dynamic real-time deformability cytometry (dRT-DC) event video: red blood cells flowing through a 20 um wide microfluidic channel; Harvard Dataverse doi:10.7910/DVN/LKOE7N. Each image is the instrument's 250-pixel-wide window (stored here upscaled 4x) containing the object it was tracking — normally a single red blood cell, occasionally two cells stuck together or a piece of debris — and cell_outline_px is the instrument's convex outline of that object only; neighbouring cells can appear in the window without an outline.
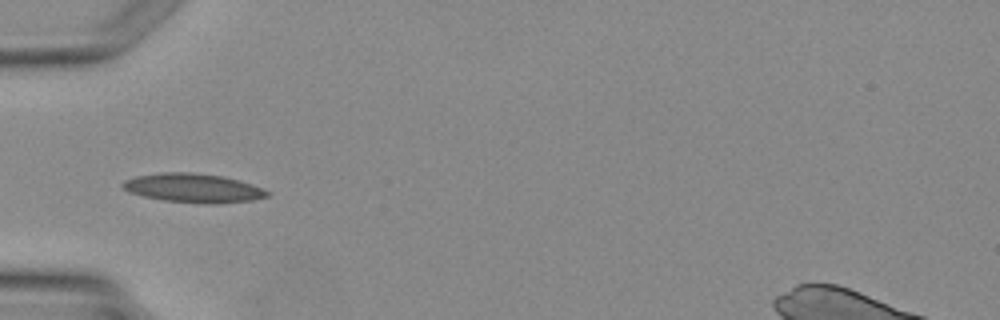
{"species": "Egyptian fruit bat (a non-hibernating species)", "species_latin": "Rousettus aegyptiacus", "temperature_condition": "warm", "stored_images_in_passage": 4, "camera_frame_rate_fps": 3000, "um_per_image_px": 0.085, "animal": {"sex": "female"}, "frame": {"image": 1, "passage_image": 4, "time_ms": 3.667, "image_size_px": [1000, 320], "cell_outline_px": [[272, 192], [268, 196], [252, 200], [216, 204], [204, 204], [164, 200], [144, 196], [132, 192], [124, 188], [120, 184], [124, 180], [136, 176], [160, 172], [192, 172], [220, 176], [240, 180], [252, 184]], "centroid_in_image_um": [16.46, 15.98], "position_along_channel_um": 68.5, "area_um2": 24.39}}